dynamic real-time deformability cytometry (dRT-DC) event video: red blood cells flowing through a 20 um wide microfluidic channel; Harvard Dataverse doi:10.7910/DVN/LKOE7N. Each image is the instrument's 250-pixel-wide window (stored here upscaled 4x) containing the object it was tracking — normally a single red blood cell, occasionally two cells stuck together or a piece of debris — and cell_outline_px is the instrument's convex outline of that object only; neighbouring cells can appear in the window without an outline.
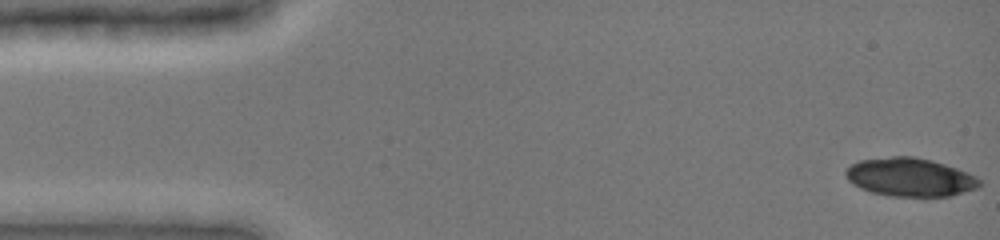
{"species": "common noctule bat (a hibernating species)", "species_latin": "Nyctalus noctula", "temperature_condition": "cold", "stored_images_in_passage": 11, "camera_frame_rate_fps": 3000, "um_per_image_px": 0.085, "animal": {"sex": "female", "body_mass_g": 19.0, "forearm_length_mm": 51.5}, "frame": {"image": 1, "passage_image": 1, "time_ms": 0.0, "image_size_px": [1000, 240], "cell_outline_px": [[984, 184], [976, 188], [952, 196], [892, 196], [872, 192], [860, 188], [852, 184], [848, 180], [844, 172], [852, 164], [860, 160], [892, 156], [912, 156], [932, 160], [956, 168], [976, 176]], "centroid_in_image_um": [77.36, 15.06], "position_along_channel_um": 7.6, "area_um2": 29.94}}
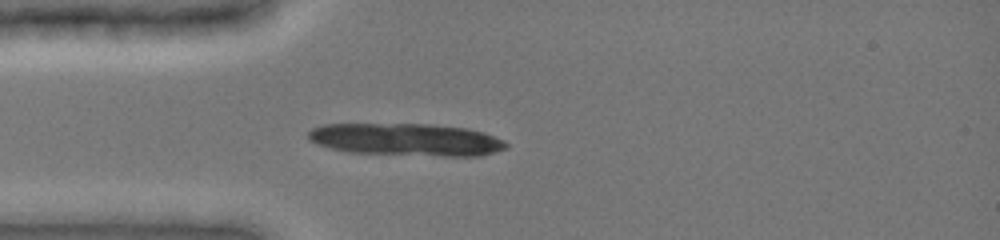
{"frame": {"image": 2, "passage_image": 9, "time_ms": 4.0, "image_size_px": [1000, 240], "cell_outline_px": [[508, 148], [480, 156], [444, 156], [348, 152], [316, 144], [308, 140], [308, 132], [312, 128], [324, 124], [428, 124], [468, 128], [484, 132], [504, 140], [508, 144]], "centroid_in_image_um": [34.56, 11.86], "position_along_channel_um": 50.4, "area_um2": 37.51}}